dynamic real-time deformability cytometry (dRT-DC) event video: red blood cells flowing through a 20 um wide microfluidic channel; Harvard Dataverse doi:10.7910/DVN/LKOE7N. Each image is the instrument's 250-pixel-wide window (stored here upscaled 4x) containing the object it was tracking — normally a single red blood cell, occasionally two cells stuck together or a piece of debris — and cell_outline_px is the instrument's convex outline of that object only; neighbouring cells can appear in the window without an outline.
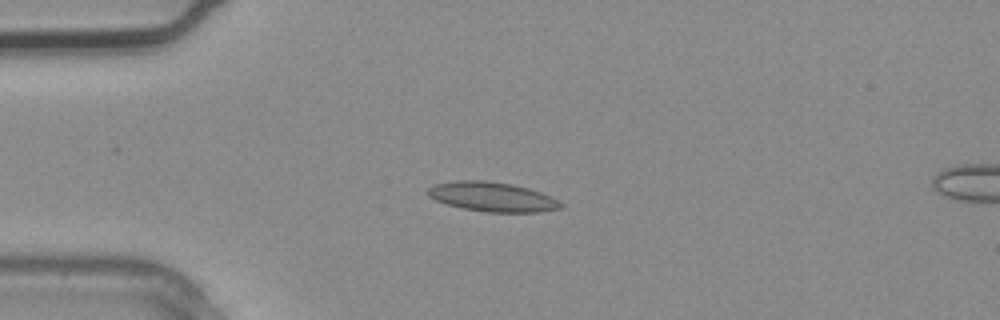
{"species": "common noctule bat (a hibernating species)", "species_latin": "Nyctalus noctula", "temperature_condition": "warm", "stored_images_in_passage": 4, "camera_frame_rate_fps": 3000, "um_per_image_px": 0.085, "animal": {"sex": "male", "body_mass_g": 20.4}, "frame": {"image": 1, "passage_image": 3, "time_ms": 0.667, "image_size_px": [1000, 320], "cell_outline_px": [[564, 208], [536, 212], [484, 212], [464, 208], [448, 204], [436, 200], [428, 196], [428, 188], [432, 184], [456, 180], [484, 180], [512, 184], [528, 188], [552, 196], [564, 204]], "centroid_in_image_um": [41.86, 16.72], "position_along_channel_um": 43.1, "area_um2": 22.95}}